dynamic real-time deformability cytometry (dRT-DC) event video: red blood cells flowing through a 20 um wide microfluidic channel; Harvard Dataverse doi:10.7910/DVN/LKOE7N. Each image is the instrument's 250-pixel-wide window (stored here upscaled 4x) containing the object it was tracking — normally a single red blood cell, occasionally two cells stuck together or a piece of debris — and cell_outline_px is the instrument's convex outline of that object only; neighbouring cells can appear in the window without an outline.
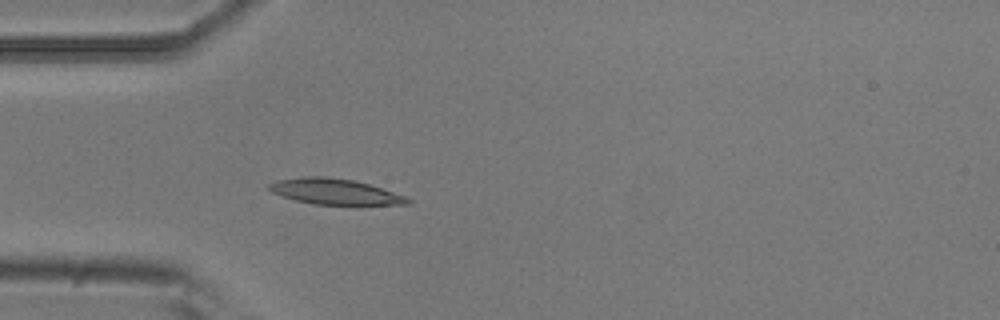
{"species": "common noctule bat (a hibernating species)", "species_latin": "Nyctalus noctula", "temperature_condition": "room temperature", "stored_images_in_passage": 5, "camera_frame_rate_fps": 3000, "um_per_image_px": 0.085, "animal": {"sex": "male", "body_mass_g": 20.5, "forearm_length_mm": 52.5}, "frame": {"image": 1, "passage_image": 5, "time_ms": 1.333, "image_size_px": [1000, 320], "cell_outline_px": [[412, 204], [312, 204], [280, 196], [272, 192], [268, 188], [268, 184], [276, 180], [300, 176], [324, 176], [352, 180], [368, 184], [404, 196], [412, 200]], "centroid_in_image_um": [28.38, 16.27], "position_along_channel_um": 56.6, "area_um2": 20.52}}